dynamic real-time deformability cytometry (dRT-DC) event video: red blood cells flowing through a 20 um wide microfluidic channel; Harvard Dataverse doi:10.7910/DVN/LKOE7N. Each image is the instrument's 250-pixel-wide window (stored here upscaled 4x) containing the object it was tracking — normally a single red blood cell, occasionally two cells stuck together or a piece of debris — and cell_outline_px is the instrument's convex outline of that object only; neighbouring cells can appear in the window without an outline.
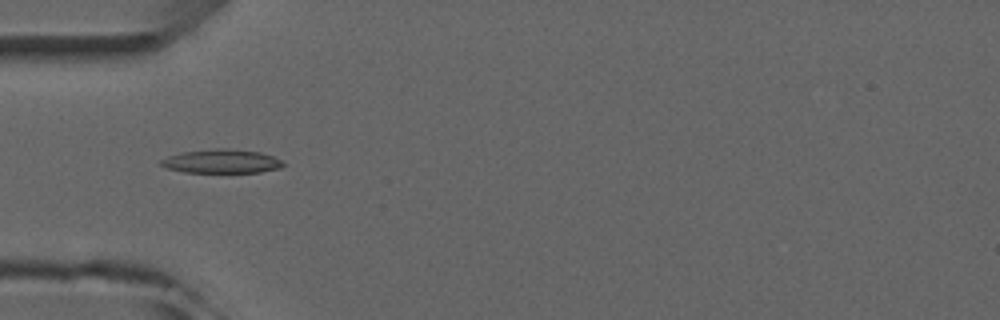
{"species": "common noctule bat (a hibernating species)", "species_latin": "Nyctalus noctula", "temperature_condition": "room temperature", "stored_images_in_passage": 6, "camera_frame_rate_fps": 3000, "um_per_image_px": 0.085, "animal": {"sex": "male", "forearm_length_mm": 52.5}, "frame": {"image": 1, "passage_image": 4, "time_ms": 3.333, "image_size_px": [1000, 320], "cell_outline_px": [[284, 164], [280, 168], [260, 172], [184, 172], [168, 168], [160, 164], [160, 160], [168, 156], [184, 152], [216, 148], [228, 148], [260, 152], [284, 160]], "centroid_in_image_um": [18.87, 13.7], "position_along_channel_um": 66.1, "area_um2": 16.88}}
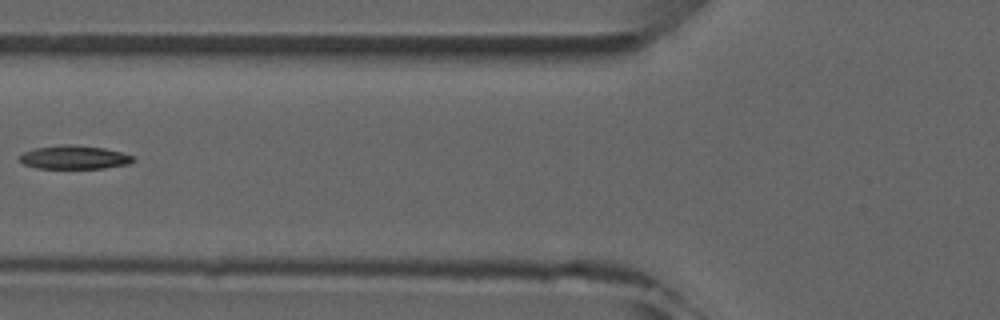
{"frame": {"image": 2, "passage_image": 5, "time_ms": 4.667, "image_size_px": [1000, 320], "cell_outline_px": [[136, 160], [128, 164], [104, 168], [36, 168], [24, 164], [20, 160], [20, 156], [24, 152], [36, 148], [60, 144], [72, 144], [104, 148], [120, 152], [132, 156]], "centroid_in_image_um": [6.31, 13.37], "position_along_channel_um": 119.5, "area_um2": 15.49}}
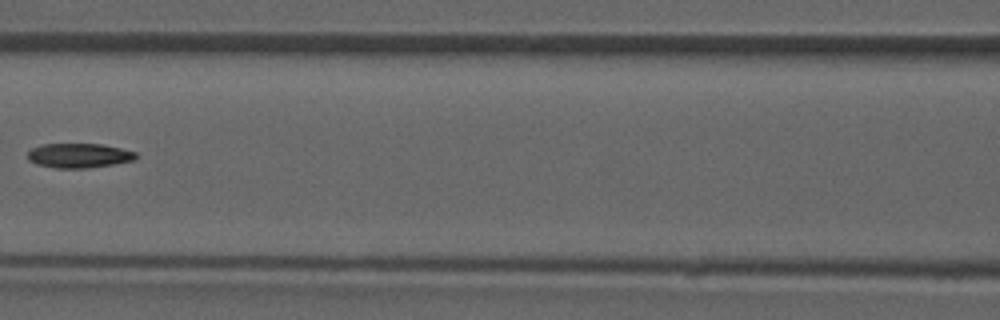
{"frame": {"image": 3, "passage_image": 6, "time_ms": 5.667, "image_size_px": [1000, 320], "cell_outline_px": [[140, 156], [136, 160], [88, 168], [56, 168], [36, 164], [28, 160], [28, 152], [32, 148], [44, 144], [100, 144], [120, 148], [136, 152]], "centroid_in_image_um": [6.74, 13.22], "position_along_channel_um": 159.9, "area_um2": 15.49}}